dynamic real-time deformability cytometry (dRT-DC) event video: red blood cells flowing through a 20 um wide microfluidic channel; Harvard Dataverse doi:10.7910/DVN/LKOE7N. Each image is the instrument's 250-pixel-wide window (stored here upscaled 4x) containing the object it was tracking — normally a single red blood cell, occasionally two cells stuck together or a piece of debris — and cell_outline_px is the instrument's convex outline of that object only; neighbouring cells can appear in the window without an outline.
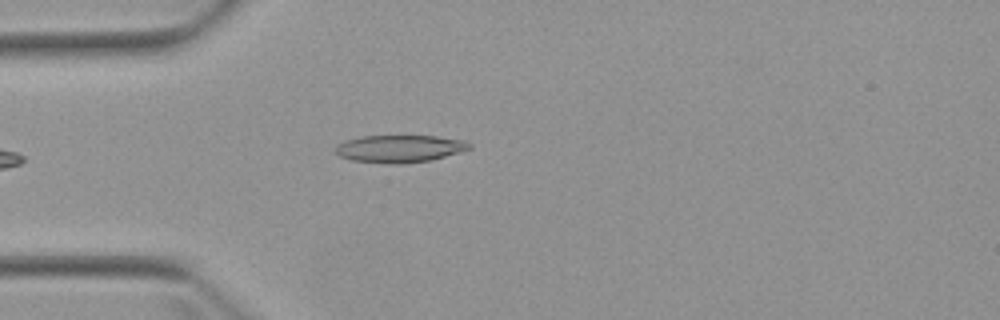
{"species": "Egyptian fruit bat (a non-hibernating species)", "species_latin": "Rousettus aegyptiacus", "temperature_condition": "warm", "stored_images_in_passage": 1, "camera_frame_rate_fps": 3000, "um_per_image_px": 0.085, "animal": {"sex": "female"}, "frame": {"image": 1, "passage_image": 1, "time_ms": 0.0, "image_size_px": [1000, 320], "cell_outline_px": [[472, 148], [432, 160], [400, 164], [392, 164], [352, 160], [340, 156], [332, 152], [332, 148], [336, 144], [344, 140], [360, 136], [436, 136], [464, 140], [472, 144]], "centroid_in_image_um": [33.91, 12.63], "position_along_channel_um": 51.1, "area_um2": 21.68}}